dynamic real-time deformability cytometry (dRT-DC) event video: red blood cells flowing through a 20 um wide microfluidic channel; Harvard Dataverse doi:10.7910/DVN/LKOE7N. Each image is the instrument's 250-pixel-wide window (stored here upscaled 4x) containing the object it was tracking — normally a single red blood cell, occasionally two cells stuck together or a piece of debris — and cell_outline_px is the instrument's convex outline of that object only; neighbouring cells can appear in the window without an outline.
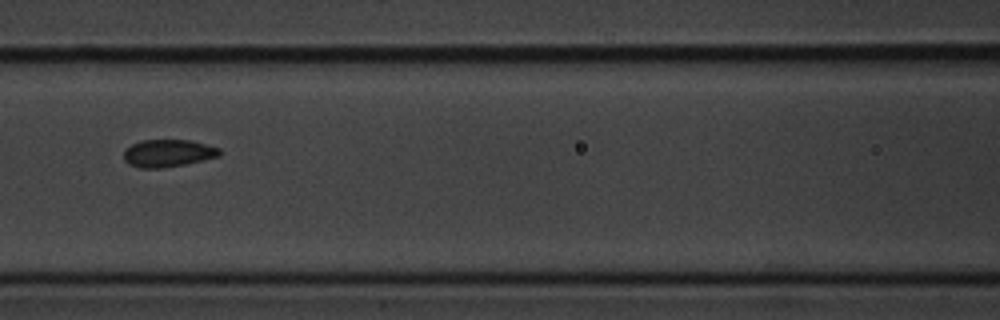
{"species": "common noctule bat (a hibernating species)", "species_latin": "Nyctalus noctula", "temperature_condition": "cold", "stored_images_in_passage": 14, "camera_frame_rate_fps": 3000, "um_per_image_px": 0.085, "animal": {"sex": "male", "body_mass_g": 20.1, "forearm_length_mm": 53.5}, "frame": {"image": 1, "passage_image": 5, "time_ms": 1.333, "image_size_px": [1000, 320], "cell_outline_px": [[220, 156], [204, 160], [184, 164], [160, 168], [140, 168], [128, 164], [124, 160], [124, 148], [140, 140], [192, 140], [220, 148]], "centroid_in_image_um": [14.26, 13.01], "position_along_channel_um": 152.3, "area_um2": 15.43}}
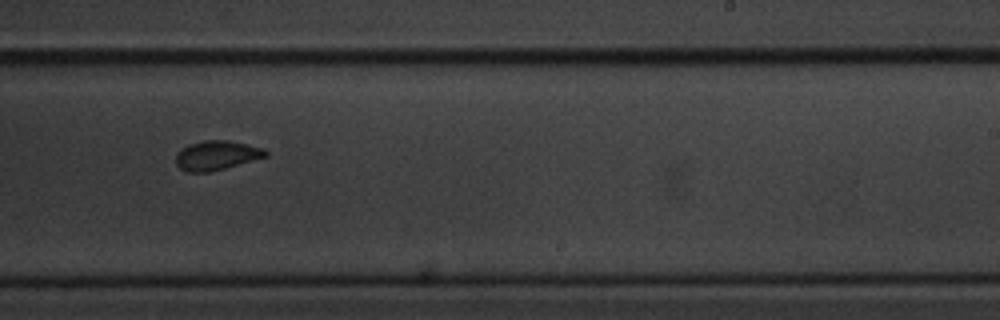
{"frame": {"image": 2, "passage_image": 8, "time_ms": 2.333, "image_size_px": [1000, 320], "cell_outline_px": [[268, 156], [224, 168], [208, 172], [188, 172], [180, 168], [176, 164], [176, 156], [180, 148], [188, 144], [204, 140], [228, 140], [248, 144], [264, 148], [268, 152]], "centroid_in_image_um": [18.4, 13.19], "position_along_channel_um": 270.6, "area_um2": 15.37}}
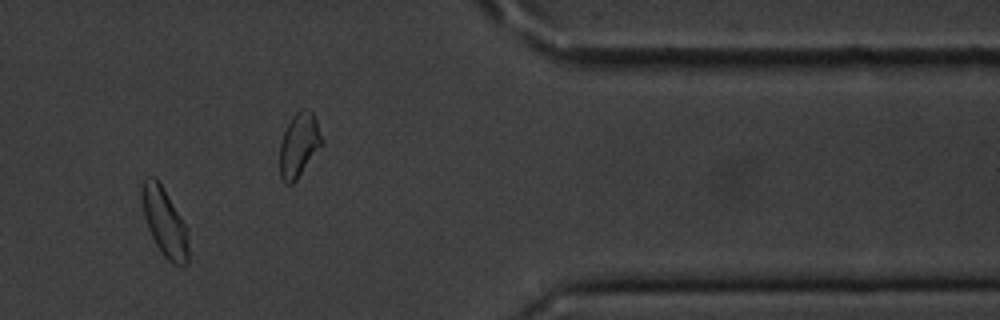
{"frame": {"image": 3, "passage_image": 11, "time_ms": 3.333, "image_size_px": [1000, 320], "cell_outline_px": [[188, 260], [184, 264], [172, 264], [164, 256], [156, 244], [148, 228], [144, 216], [140, 196], [140, 188], [144, 180], [148, 176], [152, 176], [160, 184], [188, 228]], "centroid_in_image_um": [13.97, 18.88], "position_along_channel_um": 397.4, "area_um2": 18.32}}